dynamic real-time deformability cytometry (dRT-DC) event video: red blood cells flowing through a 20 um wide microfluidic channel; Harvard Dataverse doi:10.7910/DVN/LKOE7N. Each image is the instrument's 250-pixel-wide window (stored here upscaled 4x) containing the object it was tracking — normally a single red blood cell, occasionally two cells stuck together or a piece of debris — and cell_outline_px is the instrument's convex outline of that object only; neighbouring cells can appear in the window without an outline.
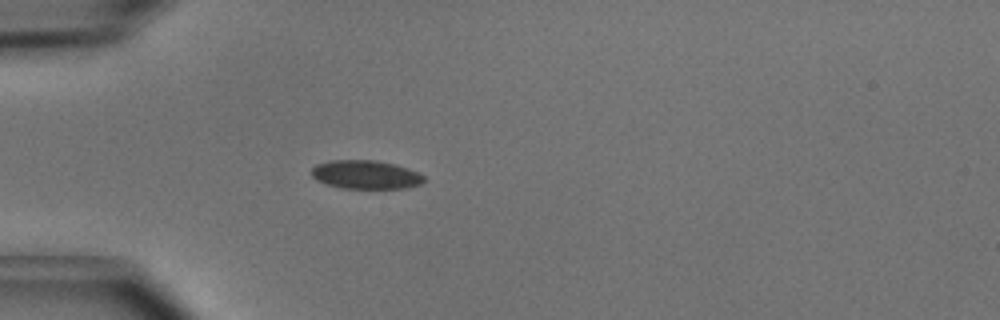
{"species": "common noctule bat (a hibernating species)", "species_latin": "Nyctalus noctula", "temperature_condition": "cold", "stored_images_in_passage": 2, "camera_frame_rate_fps": 3000, "um_per_image_px": 0.085, "animal": {"sex": "male", "body_mass_g": 15.6}, "frame": {"image": 1, "passage_image": 2, "time_ms": 0.333, "image_size_px": [1000, 320], "cell_outline_px": [[424, 180], [420, 184], [408, 188], [340, 188], [316, 180], [312, 176], [312, 168], [316, 164], [328, 160], [376, 160], [396, 164], [408, 168], [424, 176]], "centroid_in_image_um": [31.07, 14.83], "position_along_channel_um": 53.9, "area_um2": 18.79}}